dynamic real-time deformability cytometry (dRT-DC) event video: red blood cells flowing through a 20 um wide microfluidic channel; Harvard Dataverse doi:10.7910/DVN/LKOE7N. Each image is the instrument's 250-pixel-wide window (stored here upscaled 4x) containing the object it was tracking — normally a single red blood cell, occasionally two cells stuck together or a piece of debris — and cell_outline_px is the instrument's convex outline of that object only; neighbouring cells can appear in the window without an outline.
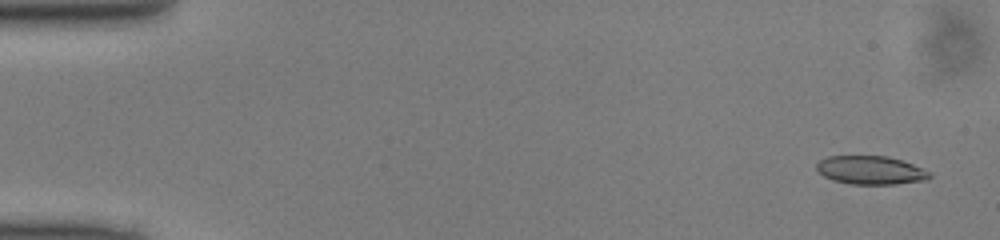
{"species": "common noctule bat (a hibernating species)", "species_latin": "Nyctalus noctula", "temperature_condition": "cold", "stored_images_in_passage": 50, "camera_frame_rate_fps": 3000, "um_per_image_px": 0.085, "animal": {"sex": "male", "body_mass_g": 13.0, "forearm_length_mm": 53.1}, "frame": {"image": 1, "passage_image": 3, "time_ms": 0.667, "image_size_px": [1000, 240], "cell_outline_px": [[932, 176], [928, 180], [896, 184], [852, 184], [832, 180], [824, 176], [816, 168], [816, 164], [820, 160], [828, 156], [888, 156], [912, 164], [932, 172]], "centroid_in_image_um": [74.04, 14.47], "position_along_channel_um": 11.0, "area_um2": 18.79}}
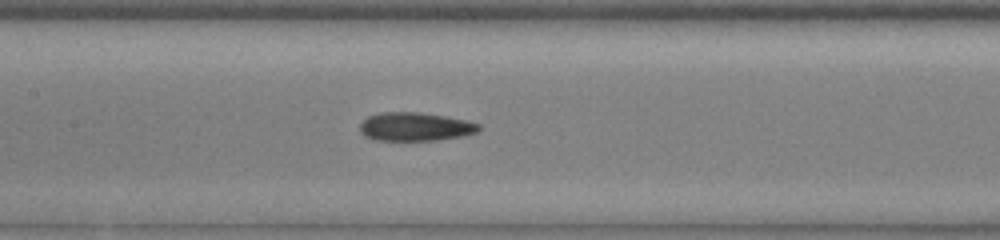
{"frame": {"image": 2, "passage_image": 24, "time_ms": 7.667, "image_size_px": [1000, 240], "cell_outline_px": [[480, 128], [476, 132], [464, 136], [436, 140], [376, 140], [364, 136], [360, 132], [360, 124], [368, 116], [384, 112], [416, 112], [444, 116], [468, 120], [480, 124]], "centroid_in_image_um": [35.3, 10.77], "position_along_channel_um": 172.1, "area_um2": 19.71}}
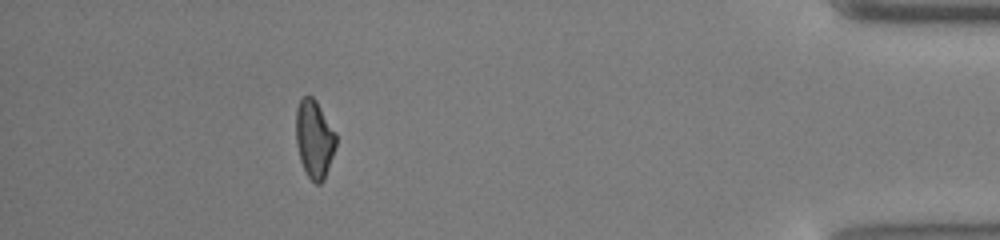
{"frame": {"image": 3, "passage_image": 45, "time_ms": 14.667, "image_size_px": [1000, 240], "cell_outline_px": [[336, 144], [324, 180], [320, 184], [316, 184], [308, 176], [300, 160], [296, 144], [296, 108], [300, 100], [304, 96], [312, 96], [316, 100], [336, 132]], "centroid_in_image_um": [26.71, 11.8], "position_along_channel_um": 408.5, "area_um2": 18.15}}